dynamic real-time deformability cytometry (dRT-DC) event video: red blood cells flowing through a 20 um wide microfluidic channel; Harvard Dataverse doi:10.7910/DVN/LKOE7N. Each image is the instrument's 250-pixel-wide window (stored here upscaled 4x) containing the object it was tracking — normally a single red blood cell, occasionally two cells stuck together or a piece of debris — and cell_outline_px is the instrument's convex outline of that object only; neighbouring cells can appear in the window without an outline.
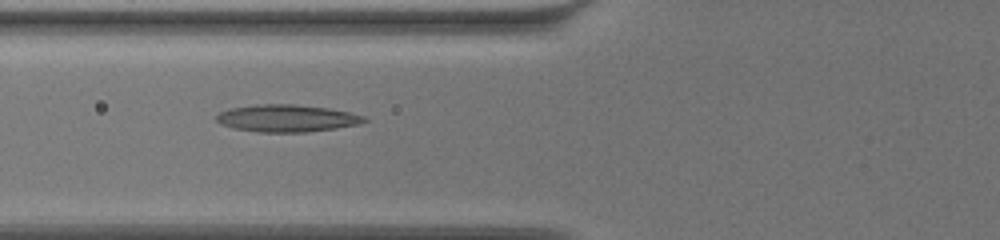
{"species": "common noctule bat (a hibernating species)", "species_latin": "Nyctalus noctula", "temperature_condition": "warm", "stored_images_in_passage": 59, "camera_frame_rate_fps": 3000, "um_per_image_px": 0.085, "animal": {"sex": "female", "body_mass_g": 19.5, "forearm_length_mm": 54.1}, "frame": {"image": 1, "passage_image": 23, "time_ms": 7.333, "image_size_px": [1000, 240], "cell_outline_px": [[368, 120], [356, 124], [336, 128], [308, 132], [260, 132], [232, 128], [220, 124], [216, 120], [216, 116], [220, 112], [228, 108], [256, 104], [296, 104], [328, 108], [348, 112], [364, 116]], "centroid_in_image_um": [24.33, 10.05], "position_along_channel_um": 101.5, "area_um2": 23.47}}
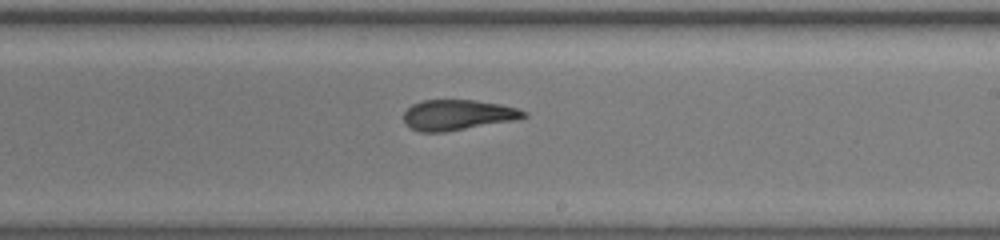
{"frame": {"image": 2, "passage_image": 36, "time_ms": 11.667, "image_size_px": [1000, 240], "cell_outline_px": [[528, 116], [520, 120], [444, 132], [420, 132], [404, 124], [404, 112], [412, 104], [424, 100], [476, 100], [500, 104], [516, 108], [528, 112]], "centroid_in_image_um": [38.95, 9.78], "position_along_channel_um": 250.0, "area_um2": 21.56}}
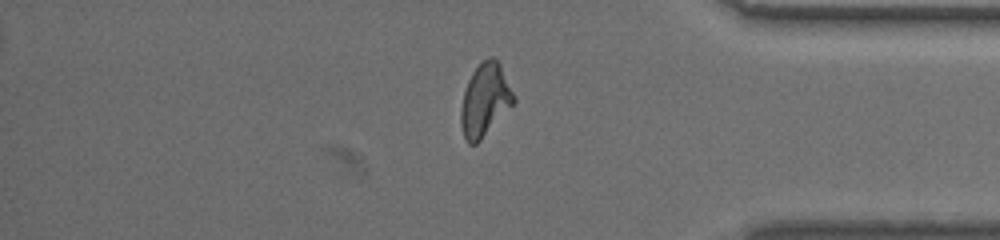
{"frame": {"image": 3, "passage_image": 50, "time_ms": 16.333, "image_size_px": [1000, 240], "cell_outline_px": [[516, 100], [480, 140], [476, 144], [468, 144], [464, 136], [460, 124], [460, 108], [464, 92], [468, 80], [472, 72], [488, 56], [492, 56], [500, 64], [516, 96]], "centroid_in_image_um": [41.21, 8.49], "position_along_channel_um": 394.0, "area_um2": 22.14}, "authors_computed_cell_mechanics": {"area_um2": 22.3686, "velocity_mm_per_s": 3.4268, "shape_relaxation_time_tau1_ms": null, "shape_relaxation_time_tau2_ms": 1.9513, "deformation_change_tau1": null, "deformation_change_tau2": 0.1032}}